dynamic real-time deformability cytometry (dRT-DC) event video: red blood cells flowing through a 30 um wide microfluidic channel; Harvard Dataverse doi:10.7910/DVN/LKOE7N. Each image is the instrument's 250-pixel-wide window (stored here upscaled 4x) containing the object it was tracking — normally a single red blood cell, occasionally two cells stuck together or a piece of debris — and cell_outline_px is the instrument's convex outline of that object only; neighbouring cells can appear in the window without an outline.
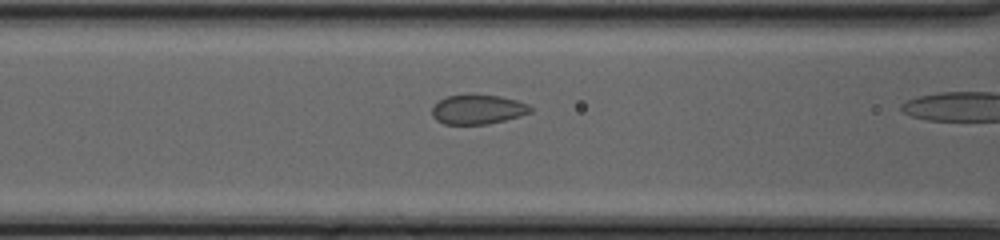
{"species": "common noctule bat (a hibernating species)", "species_latin": "Nyctalus noctula", "temperature_condition": "cold", "stored_images_in_passage": 21, "camera_frame_rate_fps": 3000, "um_per_image_px": 0.085, "animal": {"sex": "female", "body_mass_g": 20.0, "forearm_length_mm": 54.0}, "frame": {"image": 1, "passage_image": 11, "time_ms": 3.333, "image_size_px": [1000, 240], "cell_outline_px": [[532, 112], [520, 116], [488, 124], [444, 124], [436, 120], [432, 116], [432, 108], [440, 100], [448, 96], [500, 96], [516, 100], [528, 104], [532, 108]], "centroid_in_image_um": [40.63, 9.33], "position_along_channel_um": 126.0, "area_um2": 16.53}}
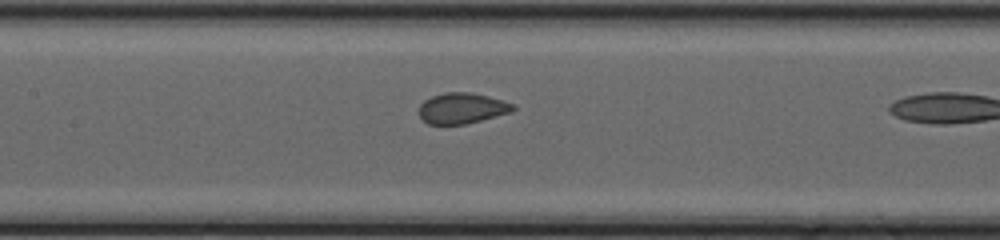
{"frame": {"image": 2, "passage_image": 14, "time_ms": 4.333, "image_size_px": [1000, 240], "cell_outline_px": [[516, 108], [512, 112], [464, 124], [428, 124], [420, 116], [420, 104], [424, 100], [432, 96], [444, 92], [472, 92], [488, 96], [516, 104]], "centroid_in_image_um": [39.3, 9.18], "position_along_channel_um": 168.1, "area_um2": 16.82}}
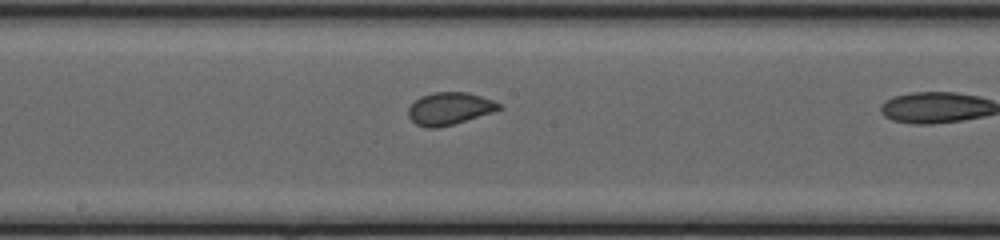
{"frame": {"image": 3, "passage_image": 17, "time_ms": 5.333, "image_size_px": [1000, 240], "cell_outline_px": [[504, 108], [492, 112], [452, 124], [436, 128], [424, 128], [416, 124], [408, 116], [408, 108], [420, 96], [432, 92], [468, 92], [504, 104]], "centroid_in_image_um": [38.21, 9.22], "position_along_channel_um": 210.0, "area_um2": 17.11}}